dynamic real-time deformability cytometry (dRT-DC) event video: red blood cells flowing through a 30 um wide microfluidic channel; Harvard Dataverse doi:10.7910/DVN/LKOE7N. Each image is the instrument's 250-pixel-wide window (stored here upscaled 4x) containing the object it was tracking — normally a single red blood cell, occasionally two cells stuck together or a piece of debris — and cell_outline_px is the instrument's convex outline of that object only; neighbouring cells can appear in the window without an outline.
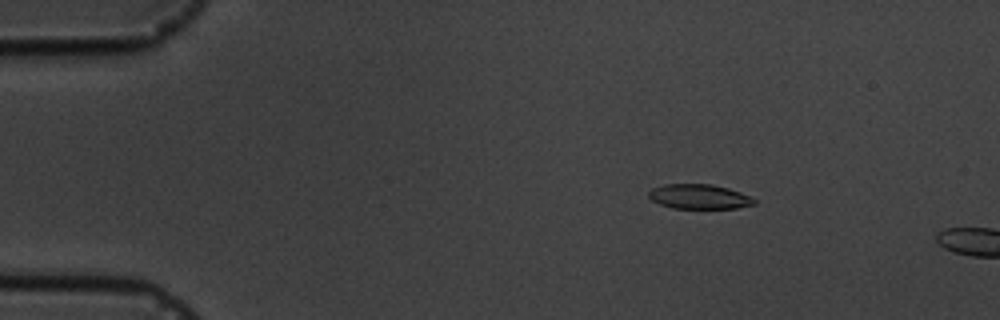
{"species": "common noctule bat (a hibernating species)", "species_latin": "Nyctalus noctula", "temperature_condition": "cold", "stored_images_in_passage": 3, "camera_frame_rate_fps": 3000, "um_per_image_px": 0.085, "animal": {"sex": "male", "body_mass_g": 19.5, "forearm_length_mm": 54.6}, "frame": {"image": 1, "passage_image": 2, "time_ms": 1.0, "image_size_px": [1000, 320], "cell_outline_px": [[756, 204], [736, 208], [672, 208], [660, 204], [652, 200], [648, 196], [648, 192], [652, 188], [664, 184], [712, 184], [728, 188], [740, 192], [756, 200]], "centroid_in_image_um": [59.41, 16.71], "position_along_channel_um": 25.6, "area_um2": 15.14}}